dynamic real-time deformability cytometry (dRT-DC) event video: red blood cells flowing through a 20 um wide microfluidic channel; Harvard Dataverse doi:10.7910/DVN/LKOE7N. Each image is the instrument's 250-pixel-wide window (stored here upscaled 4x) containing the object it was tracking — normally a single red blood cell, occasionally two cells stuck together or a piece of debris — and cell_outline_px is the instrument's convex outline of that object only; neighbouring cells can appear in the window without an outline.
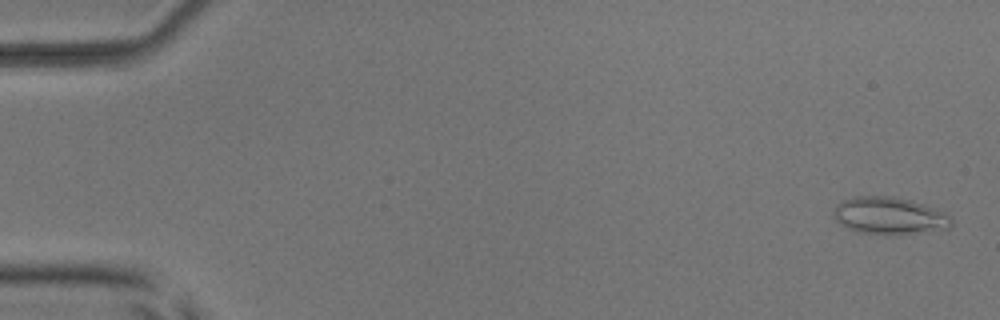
{"species": "common noctule bat (a hibernating species)", "species_latin": "Nyctalus noctula", "temperature_condition": "room temperature", "stored_images_in_passage": 54, "camera_frame_rate_fps": 3000, "um_per_image_px": 0.085, "animal": {"sex": "male", "body_mass_g": 17.9, "forearm_length_mm": 54.2}, "frame": {"image": 1, "passage_image": 2, "time_ms": 0.333, "image_size_px": [1000, 320], "cell_outline_px": [[952, 224], [948, 228], [912, 232], [856, 232], [840, 224], [836, 220], [832, 212], [836, 204], [852, 196], [892, 196], [924, 204], [944, 212], [952, 220]], "centroid_in_image_um": [75.53, 18.29], "position_along_channel_um": 9.5, "area_um2": 24.68}}
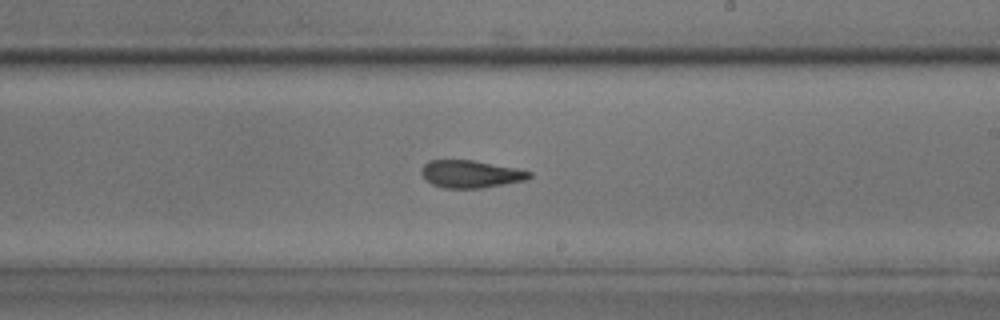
{"frame": {"image": 2, "passage_image": 32, "time_ms": 10.333, "image_size_px": [1000, 320], "cell_outline_px": [[532, 176], [528, 180], [484, 188], [444, 188], [432, 184], [420, 172], [420, 168], [428, 160], [472, 160], [516, 168], [532, 172]], "centroid_in_image_um": [40.03, 14.79], "position_along_channel_um": 249.0, "area_um2": 17.4}}
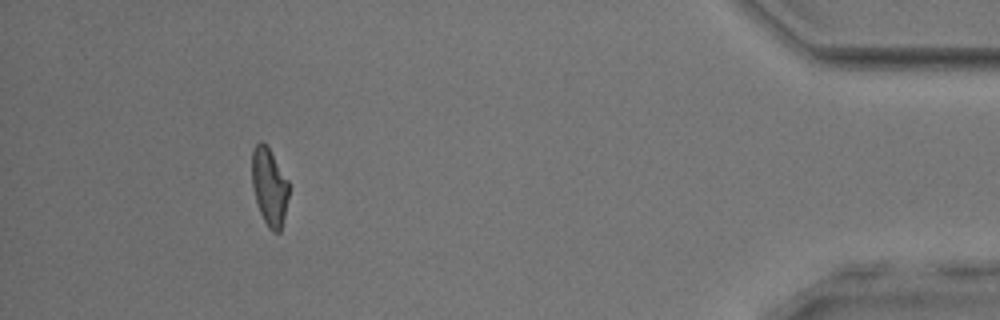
{"frame": {"image": 3, "passage_image": 49, "time_ms": 16.0, "image_size_px": [1000, 320], "cell_outline_px": [[288, 196], [284, 216], [280, 232], [272, 232], [268, 228], [260, 212], [256, 200], [252, 184], [252, 148], [260, 140], [264, 140], [288, 180]], "centroid_in_image_um": [22.88, 15.84], "position_along_channel_um": 412.3, "area_um2": 16.59}, "authors_computed_cell_mechanics": {"area_um2": 18.0336, "velocity_mm_per_s": 3.9113, "shape_relaxation_time_tau1_ms": 9.1097, "shape_relaxation_time_tau2_ms": 2.7714, "deformation_change_tau1": 0.1821, "deformation_change_tau2": 0.1202}}